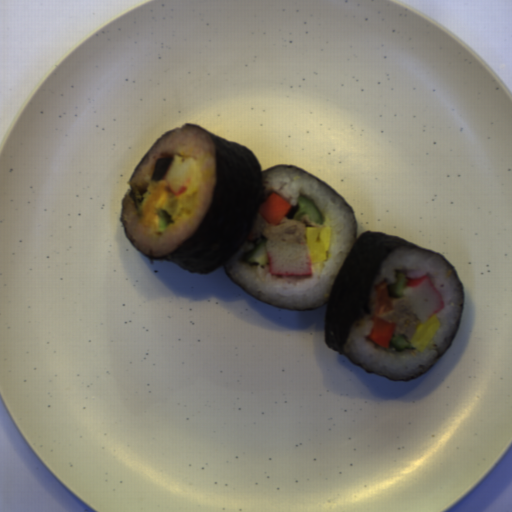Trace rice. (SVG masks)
Returning a JSON list of instances; mask_svg holds the SVG:
<instances>
[{
    "label": "rice",
    "instance_id": "1",
    "mask_svg": "<svg viewBox=\"0 0 512 512\" xmlns=\"http://www.w3.org/2000/svg\"><path fill=\"white\" fill-rule=\"evenodd\" d=\"M261 181V206L272 193L290 204L289 213L297 206L299 196L315 204L320 211L321 223L307 216L301 222L305 228H329L327 259L311 263V276L271 274L269 264L258 265L245 260L250 250L269 240L261 235L235 253L226 263V269L240 288L261 301L302 311L321 306L328 301L339 269L356 242L355 218L333 191L295 168H274L265 173Z\"/></svg>",
    "mask_w": 512,
    "mask_h": 512
},
{
    "label": "rice",
    "instance_id": "2",
    "mask_svg": "<svg viewBox=\"0 0 512 512\" xmlns=\"http://www.w3.org/2000/svg\"><path fill=\"white\" fill-rule=\"evenodd\" d=\"M404 273L408 280L427 276L436 286L445 306L436 315L439 327L423 353L413 350L397 352L389 346L383 348L368 336L375 307L376 284L387 281L393 285L395 275ZM463 290L451 268L437 253L420 247H399L387 254L380 265L379 275L372 283L370 314L355 322L344 343L342 352L355 364L374 373L395 379L409 380L425 373L448 349L462 315Z\"/></svg>",
    "mask_w": 512,
    "mask_h": 512
},
{
    "label": "rice",
    "instance_id": "3",
    "mask_svg": "<svg viewBox=\"0 0 512 512\" xmlns=\"http://www.w3.org/2000/svg\"><path fill=\"white\" fill-rule=\"evenodd\" d=\"M192 158L197 162L195 174L189 186L180 197L198 194L197 209L189 218L176 220L159 232L157 226L145 228L140 213L133 201L138 190L151 193L161 180H150L155 158L173 157ZM216 148L204 131L194 127L177 128L174 132L161 137L148 151L134 176L128 180L129 188L122 201L121 219L125 234L136 248L152 256H163L177 249L190 238L201 222L213 195L216 183Z\"/></svg>",
    "mask_w": 512,
    "mask_h": 512
}]
</instances>
